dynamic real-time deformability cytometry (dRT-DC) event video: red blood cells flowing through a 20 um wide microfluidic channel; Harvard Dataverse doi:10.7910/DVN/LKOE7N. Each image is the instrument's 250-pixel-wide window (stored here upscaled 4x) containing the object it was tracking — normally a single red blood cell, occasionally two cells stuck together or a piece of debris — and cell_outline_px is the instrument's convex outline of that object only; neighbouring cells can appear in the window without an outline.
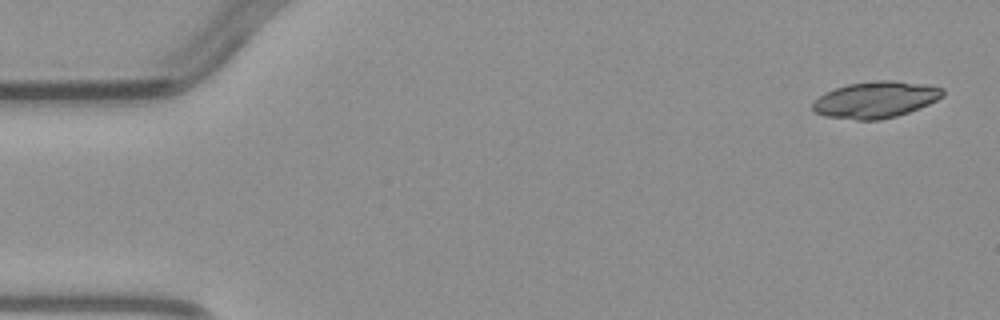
{"species": "common noctule bat (a hibernating species)", "species_latin": "Nyctalus noctula", "temperature_condition": "warm", "stored_images_in_passage": 4, "camera_frame_rate_fps": 3000, "um_per_image_px": 0.085, "animal": {"sex": "male", "body_mass_g": 23.1, "forearm_length_mm": 52.7}, "frame": {"image": 1, "passage_image": 1, "time_ms": 0.0, "image_size_px": [1000, 320], "cell_outline_px": [[944, 96], [928, 104], [908, 112], [896, 116], [880, 120], [856, 120], [824, 116], [816, 112], [812, 108], [812, 104], [820, 96], [836, 88], [848, 84], [876, 80], [892, 80], [924, 84], [944, 88]], "centroid_in_image_um": [74.45, 8.47], "position_along_channel_um": 10.6, "area_um2": 27.46}}